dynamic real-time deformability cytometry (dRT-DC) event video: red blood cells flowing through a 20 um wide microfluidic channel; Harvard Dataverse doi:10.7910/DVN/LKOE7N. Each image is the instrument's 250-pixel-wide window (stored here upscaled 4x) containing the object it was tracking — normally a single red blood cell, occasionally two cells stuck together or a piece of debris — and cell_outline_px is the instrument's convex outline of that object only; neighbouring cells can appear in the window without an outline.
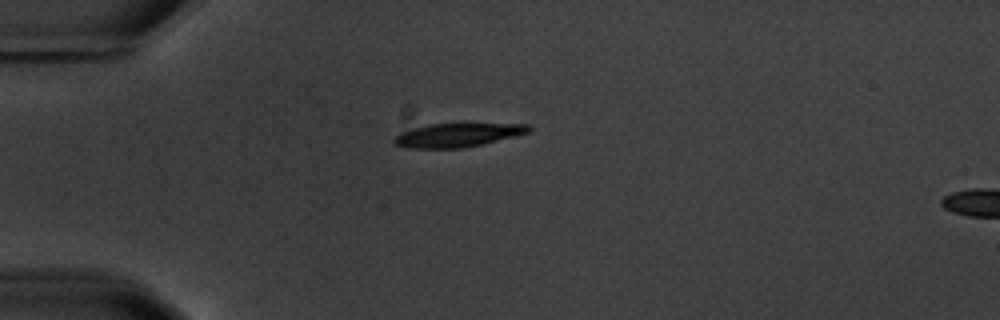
{"species": "common noctule bat (a hibernating species)", "species_latin": "Nyctalus noctula", "temperature_condition": "warm", "stored_images_in_passage": 12, "camera_frame_rate_fps": 3000, "um_per_image_px": 0.085, "animal": {"sex": "male", "body_mass_g": 20.1, "forearm_length_mm": 53.5}, "frame": {"image": 1, "passage_image": 1, "time_ms": 0.0, "image_size_px": [1000, 320], "cell_outline_px": [[532, 128], [528, 132], [516, 136], [480, 144], [460, 148], [408, 148], [392, 144], [392, 140], [400, 132], [428, 124], [528, 124]], "centroid_in_image_um": [38.84, 11.48], "position_along_channel_um": 46.2, "area_um2": 18.38}}
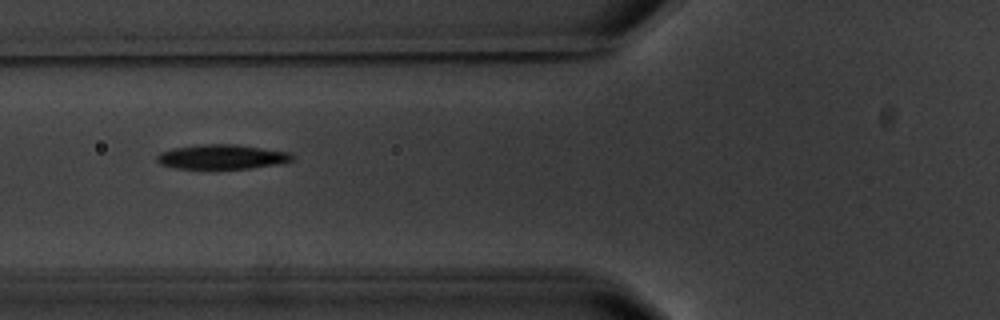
{"frame": {"image": 2, "passage_image": 3, "time_ms": 2.333, "image_size_px": [1000, 320], "cell_outline_px": [[296, 156], [292, 160], [280, 164], [248, 168], [176, 168], [160, 164], [156, 160], [156, 156], [160, 152], [172, 148], [200, 144], [236, 144], [292, 152]], "centroid_in_image_um": [18.89, 13.31], "position_along_channel_um": 106.9, "area_um2": 19.48}, "authors_computed_cell_mechanics": {"area_um2": 19.1607, "velocity_mm_per_s": 3.5529, "shape_relaxation_time_tau1_ms": 3.6148, "shape_relaxation_time_tau2_ms": 4.1528, "deformation_change_tau1": 0.1579, "deformation_change_tau2": 0.0891}}